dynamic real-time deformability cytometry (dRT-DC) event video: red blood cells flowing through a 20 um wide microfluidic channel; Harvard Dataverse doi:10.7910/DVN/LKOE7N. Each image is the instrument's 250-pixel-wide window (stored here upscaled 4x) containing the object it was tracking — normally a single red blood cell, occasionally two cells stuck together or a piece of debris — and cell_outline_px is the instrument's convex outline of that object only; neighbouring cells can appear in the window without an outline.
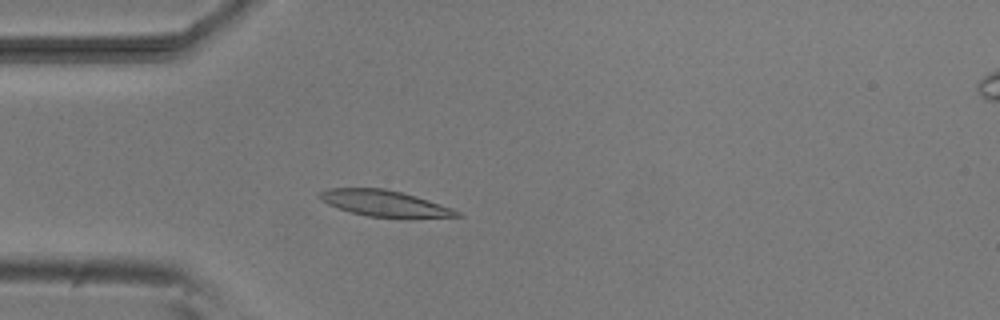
{"species": "common noctule bat (a hibernating species)", "species_latin": "Nyctalus noctula", "temperature_condition": "room temperature", "stored_images_in_passage": 52, "camera_frame_rate_fps": 3000, "um_per_image_px": 0.085, "animal": {"sex": "male", "body_mass_g": 20.5, "forearm_length_mm": 52.5}, "frame": {"image": 1, "passage_image": 14, "time_ms": 4.333, "image_size_px": [1000, 320], "cell_outline_px": [[464, 216], [408, 220], [368, 216], [352, 212], [328, 204], [320, 200], [316, 196], [320, 192], [328, 188], [384, 188], [416, 196], [452, 208], [460, 212]], "centroid_in_image_um": [32.76, 17.32], "position_along_channel_um": 52.2, "area_um2": 21.5}}
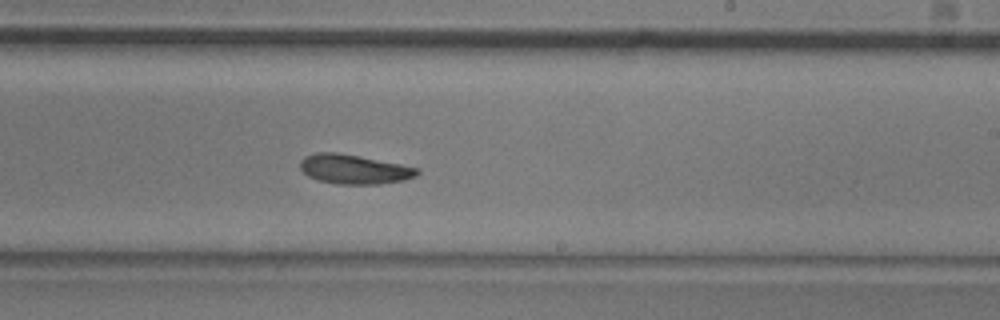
{"frame": {"image": 2, "passage_image": 31, "time_ms": 10.0, "image_size_px": [1000, 320], "cell_outline_px": [[420, 172], [416, 176], [404, 180], [380, 184], [336, 184], [316, 180], [308, 176], [300, 168], [300, 160], [304, 156], [316, 152], [336, 152], [360, 156], [420, 168]], "centroid_in_image_um": [30.08, 14.38], "position_along_channel_um": 258.9, "area_um2": 20.23}}
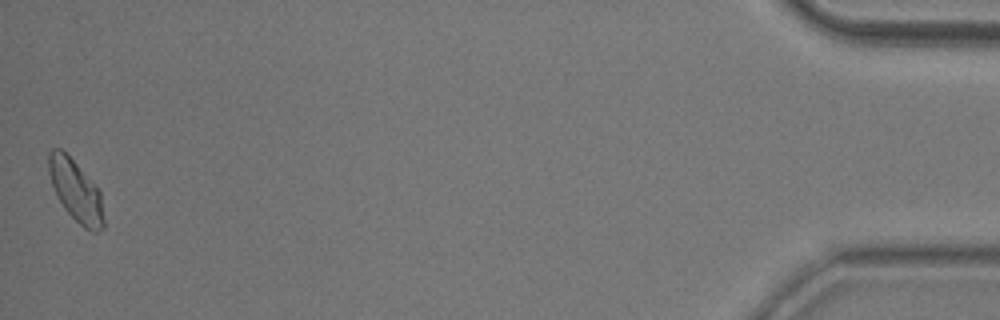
{"frame": {"image": 3, "passage_image": 52, "time_ms": 17.0, "image_size_px": [1000, 320], "cell_outline_px": [[104, 228], [96, 232], [92, 232], [84, 228], [64, 208], [52, 184], [48, 172], [48, 152], [52, 148], [60, 148], [76, 164], [100, 192], [104, 220]], "centroid_in_image_um": [6.43, 16.23], "position_along_channel_um": 428.8, "area_um2": 19.19}, "authors_computed_cell_mechanics": {"area_um2": 19.9988, "velocity_mm_per_s": 3.7789, "shape_relaxation_time_tau1_ms": 5.3782, "shape_relaxation_time_tau2_ms": 2.9574, "deformation_change_tau1": 0.137, "deformation_change_tau2": 0.0702}}